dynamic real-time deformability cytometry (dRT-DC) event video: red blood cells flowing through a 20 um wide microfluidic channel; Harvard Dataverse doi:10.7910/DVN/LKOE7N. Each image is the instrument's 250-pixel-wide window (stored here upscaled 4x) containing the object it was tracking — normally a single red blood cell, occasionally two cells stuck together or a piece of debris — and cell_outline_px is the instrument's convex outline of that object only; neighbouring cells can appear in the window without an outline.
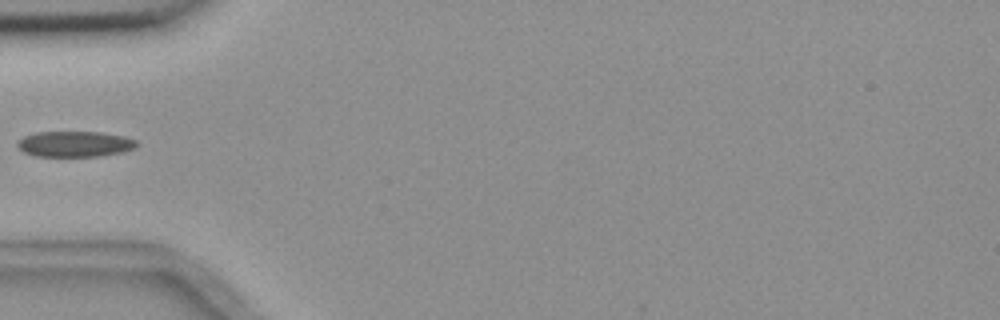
{"species": "common noctule bat (a hibernating species)", "species_latin": "Nyctalus noctula", "temperature_condition": "room temperature", "stored_images_in_passage": 5, "camera_frame_rate_fps": 3000, "um_per_image_px": 0.085, "animal": {"sex": "female", "body_mass_g": 18.4}, "frame": {"image": 1, "passage_image": 5, "time_ms": 4.333, "image_size_px": [1000, 320], "cell_outline_px": [[140, 144], [136, 148], [124, 152], [100, 156], [36, 156], [24, 152], [16, 144], [24, 136], [36, 132], [100, 132], [124, 136], [136, 140]], "centroid_in_image_um": [6.42, 12.24], "position_along_channel_um": 78.6, "area_um2": 17.92}}